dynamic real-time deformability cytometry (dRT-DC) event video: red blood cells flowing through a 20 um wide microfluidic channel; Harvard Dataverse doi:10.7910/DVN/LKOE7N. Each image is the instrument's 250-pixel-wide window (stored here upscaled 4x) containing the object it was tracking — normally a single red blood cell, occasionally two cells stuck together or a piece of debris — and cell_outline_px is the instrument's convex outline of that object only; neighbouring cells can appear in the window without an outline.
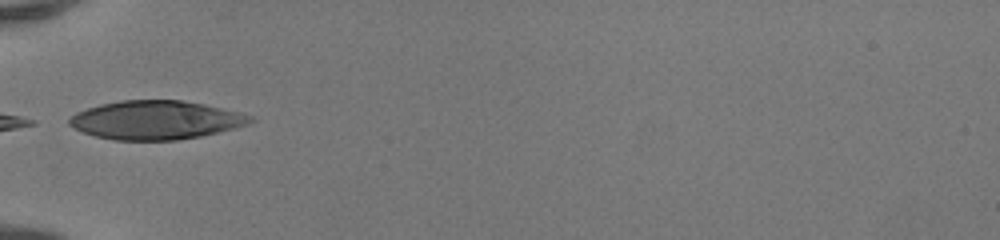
{"species": "human", "species_latin": "Homo sapiens", "temperature_condition": "room temperature", "stored_images_in_passage": 4, "camera_frame_rate_fps": 3000, "um_per_image_px": 0.085, "donor": {"sex": "female"}, "frame": {"image": 1, "passage_image": 1, "time_ms": 0.0, "image_size_px": [1000, 240], "cell_outline_px": [[252, 120], [248, 124], [200, 136], [176, 140], [112, 140], [96, 136], [84, 132], [68, 124], [68, 120], [76, 112], [100, 104], [120, 100], [180, 100], [204, 104], [252, 116]], "centroid_in_image_um": [13.19, 10.2], "position_along_channel_um": 71.8, "area_um2": 40.29}}